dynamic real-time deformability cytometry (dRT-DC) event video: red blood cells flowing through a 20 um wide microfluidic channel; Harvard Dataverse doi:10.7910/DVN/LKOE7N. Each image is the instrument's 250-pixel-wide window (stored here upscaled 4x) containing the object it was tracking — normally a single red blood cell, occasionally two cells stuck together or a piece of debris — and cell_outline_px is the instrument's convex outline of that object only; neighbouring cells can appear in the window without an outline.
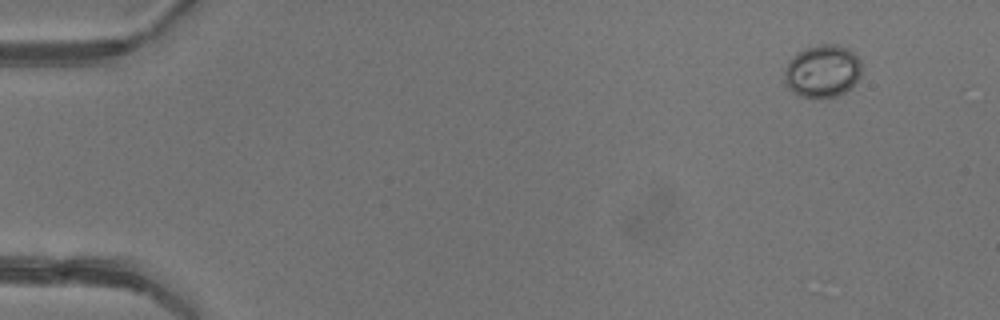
{"species": "common noctule bat (a hibernating species)", "species_latin": "Nyctalus noctula", "temperature_condition": "warm", "stored_images_in_passage": 4, "camera_frame_rate_fps": 3000, "um_per_image_px": 0.085, "animal": {"sex": "female"}, "frame": {"image": 1, "passage_image": 1, "time_ms": 0.0, "image_size_px": [1000, 320], "cell_outline_px": [[860, 76], [852, 88], [836, 96], [820, 100], [800, 96], [792, 92], [788, 88], [784, 80], [784, 68], [788, 60], [796, 52], [804, 48], [816, 44], [836, 44], [848, 48], [860, 60]], "centroid_in_image_um": [69.87, 6.06], "position_along_channel_um": 15.1, "area_um2": 24.33}}